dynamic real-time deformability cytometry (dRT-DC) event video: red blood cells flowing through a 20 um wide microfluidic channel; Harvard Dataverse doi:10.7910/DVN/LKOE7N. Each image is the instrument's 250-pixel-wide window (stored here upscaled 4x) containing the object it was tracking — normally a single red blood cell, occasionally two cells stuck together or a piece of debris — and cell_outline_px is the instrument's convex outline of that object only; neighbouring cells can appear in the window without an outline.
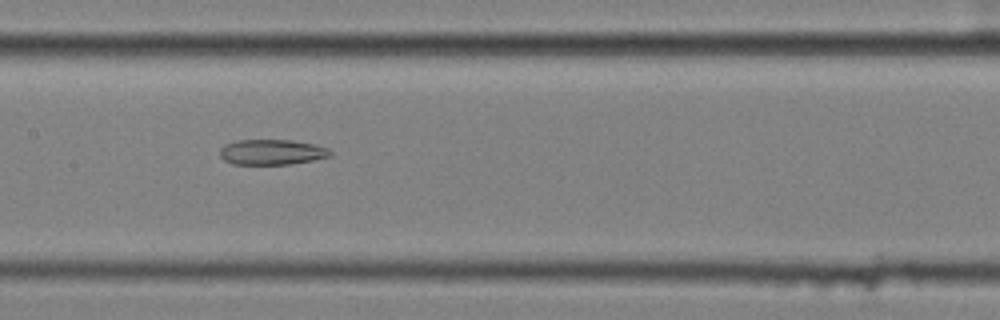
{"species": "common noctule bat (a hibernating species)", "species_latin": "Nyctalus noctula", "temperature_condition": "cold", "stored_images_in_passage": 9, "segment_of_instrument_passage": [2, 2], "camera_frame_rate_fps": 3000, "um_per_image_px": 0.085, "animal": {"sex": "female", "body_mass_g": 25.1}, "frame": {"image": 1, "passage_image": 8, "time_ms": 2.333, "image_size_px": [1000, 320], "cell_outline_px": [[332, 156], [292, 164], [232, 164], [224, 160], [220, 156], [220, 148], [224, 144], [236, 140], [292, 140], [316, 144], [328, 148], [332, 152]], "centroid_in_image_um": [23.11, 12.92], "position_along_channel_um": 184.3, "area_um2": 16.47}}
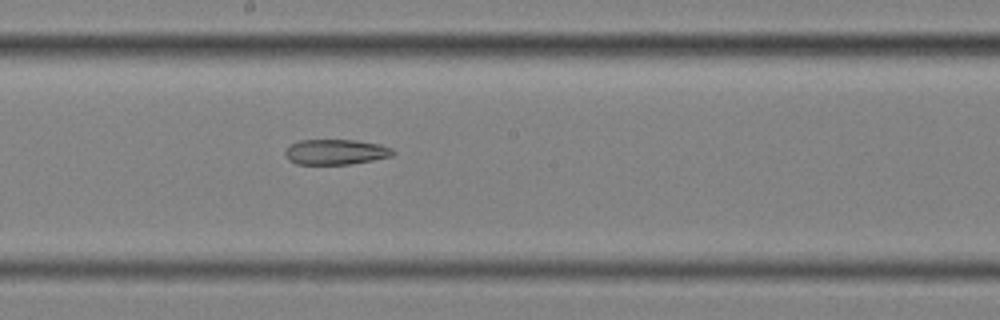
{"frame": {"image": 2, "passage_image": 9, "time_ms": 2.667, "image_size_px": [1000, 320], "cell_outline_px": [[396, 152], [392, 156], [372, 160], [348, 164], [296, 164], [288, 160], [284, 152], [292, 144], [300, 140], [356, 140], [380, 144], [392, 148]], "centroid_in_image_um": [28.55, 12.91], "position_along_channel_um": 219.6, "area_um2": 15.84}}